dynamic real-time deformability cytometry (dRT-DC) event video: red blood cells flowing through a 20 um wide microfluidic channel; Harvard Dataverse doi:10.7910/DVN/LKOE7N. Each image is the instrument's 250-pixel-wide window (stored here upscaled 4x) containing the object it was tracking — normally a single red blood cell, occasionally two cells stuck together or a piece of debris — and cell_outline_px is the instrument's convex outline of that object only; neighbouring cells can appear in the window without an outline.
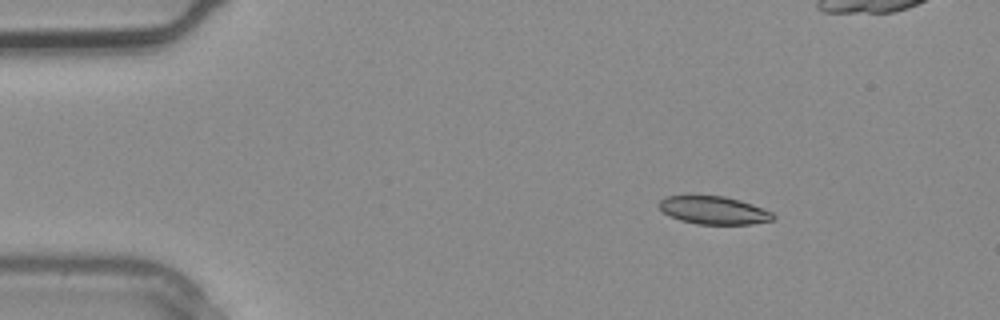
{"species": "common noctule bat (a hibernating species)", "species_latin": "Nyctalus noctula", "temperature_condition": "warm", "stored_images_in_passage": 2, "segment_of_instrument_passage": [2, 2], "camera_frame_rate_fps": 3000, "um_per_image_px": 0.085, "animal": {"sex": "male", "body_mass_g": 20.4}, "frame": {"image": 1, "passage_image": 2, "time_ms": 0.333, "image_size_px": [1000, 320], "cell_outline_px": [[776, 216], [772, 220], [748, 224], [696, 224], [680, 220], [664, 212], [656, 204], [660, 200], [668, 196], [688, 192], [724, 196], [740, 200], [752, 204], [772, 212]], "centroid_in_image_um": [60.59, 17.81], "position_along_channel_um": 24.4, "area_um2": 19.19}}